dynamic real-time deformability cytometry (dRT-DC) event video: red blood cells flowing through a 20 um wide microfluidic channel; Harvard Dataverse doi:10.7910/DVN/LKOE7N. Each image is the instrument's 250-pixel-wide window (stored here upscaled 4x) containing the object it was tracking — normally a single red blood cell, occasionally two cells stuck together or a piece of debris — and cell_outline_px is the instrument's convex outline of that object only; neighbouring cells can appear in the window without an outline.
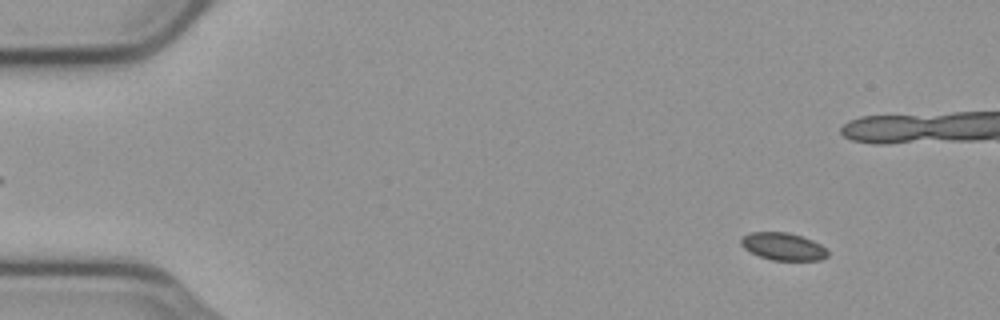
{"species": "common noctule bat (a hibernating species)", "species_latin": "Nyctalus noctula", "temperature_condition": "cold", "stored_images_in_passage": 55, "camera_frame_rate_fps": 3000, "um_per_image_px": 0.085, "animal": {"sex": "male", "body_mass_g": 23.1, "forearm_length_mm": 52.7}, "frame": {"image": 1, "passage_image": 5, "time_ms": 1.333, "image_size_px": [1000, 320], "cell_outline_px": [[828, 256], [820, 260], [772, 260], [760, 256], [744, 248], [740, 244], [740, 240], [748, 232], [788, 232], [812, 240], [820, 244], [828, 252]], "centroid_in_image_um": [66.56, 20.94], "position_along_channel_um": 18.4, "area_um2": 13.76}}
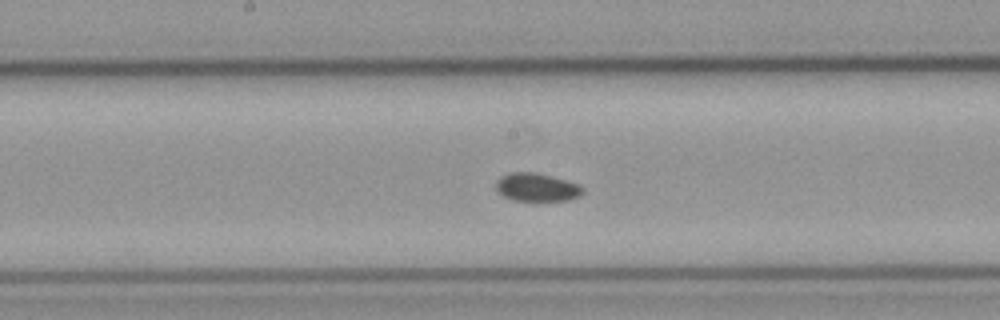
{"frame": {"image": 2, "passage_image": 28, "time_ms": 9.0, "image_size_px": [1000, 320], "cell_outline_px": [[584, 192], [580, 196], [568, 200], [512, 200], [496, 192], [496, 180], [500, 176], [508, 172], [536, 172], [580, 184], [584, 188]], "centroid_in_image_um": [45.61, 15.9], "position_along_channel_um": 202.6, "area_um2": 14.39}}
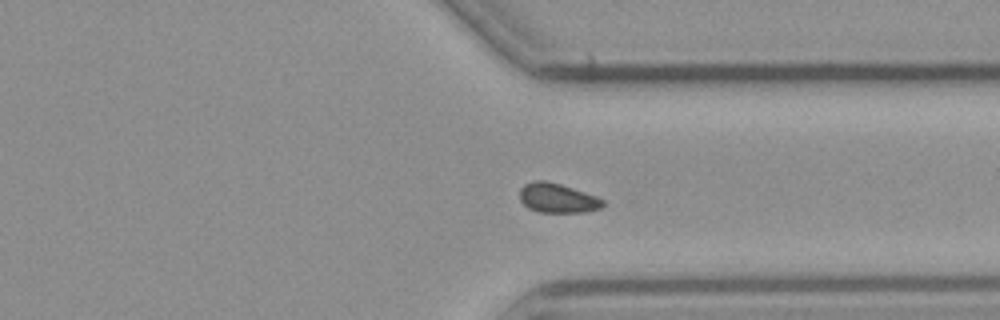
{"frame": {"image": 3, "passage_image": 41, "time_ms": 13.333, "image_size_px": [1000, 320], "cell_outline_px": [[604, 204], [600, 208], [584, 212], [540, 212], [528, 208], [520, 200], [520, 188], [524, 184], [532, 180], [544, 180], [560, 184], [596, 196], [604, 200]], "centroid_in_image_um": [47.36, 16.83], "position_along_channel_um": 364.0, "area_um2": 14.22}}